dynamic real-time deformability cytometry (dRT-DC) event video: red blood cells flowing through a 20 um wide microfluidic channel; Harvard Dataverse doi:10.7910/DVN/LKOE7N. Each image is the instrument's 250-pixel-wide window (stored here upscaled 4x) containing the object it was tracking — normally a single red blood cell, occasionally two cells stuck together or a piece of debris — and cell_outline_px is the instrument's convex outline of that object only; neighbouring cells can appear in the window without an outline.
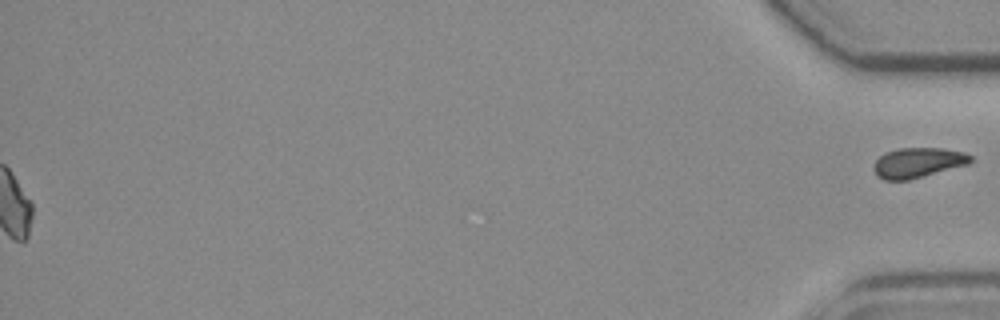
{"species": "common noctule bat (a hibernating species)", "species_latin": "Nyctalus noctula", "temperature_condition": "room temperature", "stored_images_in_passage": 55, "segment_of_instrument_passage": [2, 2], "camera_frame_rate_fps": 3000, "um_per_image_px": 0.085, "animal": {"sex": "female", "body_mass_g": 19.3, "forearm_length_mm": 54.1}, "frame": {"image": 1, "passage_image": 55, "time_ms": 18.0, "image_size_px": [1000, 320], "cell_outline_px": [[972, 160], [968, 164], [908, 180], [884, 180], [876, 176], [872, 168], [876, 160], [884, 152], [900, 148], [940, 148], [964, 152], [972, 156]], "centroid_in_image_um": [77.98, 13.82], "position_along_channel_um": 357.2, "area_um2": 16.94}}